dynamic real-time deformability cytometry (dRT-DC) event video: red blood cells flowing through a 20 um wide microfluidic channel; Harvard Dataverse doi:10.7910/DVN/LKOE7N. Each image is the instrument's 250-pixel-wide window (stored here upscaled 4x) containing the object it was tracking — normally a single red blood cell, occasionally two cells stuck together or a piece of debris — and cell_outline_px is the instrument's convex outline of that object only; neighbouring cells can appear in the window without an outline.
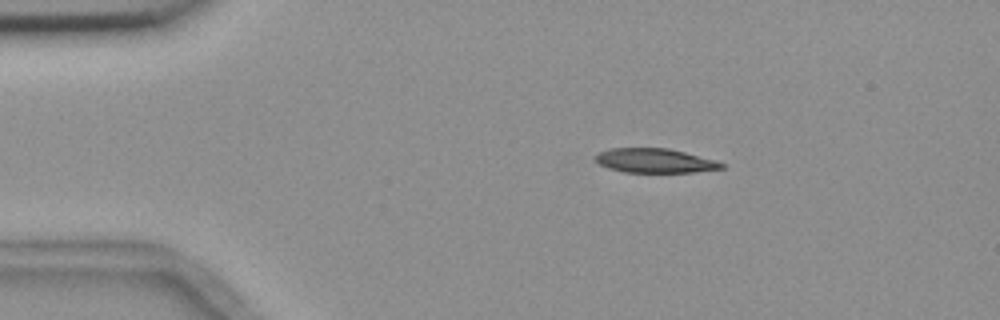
{"species": "common noctule bat (a hibernating species)", "species_latin": "Nyctalus noctula", "temperature_condition": "room temperature", "stored_images_in_passage": 3, "camera_frame_rate_fps": 3000, "um_per_image_px": 0.085, "animal": {"sex": "female", "body_mass_g": 18.4}, "frame": {"image": 1, "passage_image": 2, "time_ms": 1.0, "image_size_px": [1000, 320], "cell_outline_px": [[724, 168], [692, 172], [624, 172], [608, 168], [600, 164], [592, 156], [608, 148], [668, 148], [716, 160], [724, 164]], "centroid_in_image_um": [55.63, 13.65], "position_along_channel_um": 29.4, "area_um2": 17.8}}